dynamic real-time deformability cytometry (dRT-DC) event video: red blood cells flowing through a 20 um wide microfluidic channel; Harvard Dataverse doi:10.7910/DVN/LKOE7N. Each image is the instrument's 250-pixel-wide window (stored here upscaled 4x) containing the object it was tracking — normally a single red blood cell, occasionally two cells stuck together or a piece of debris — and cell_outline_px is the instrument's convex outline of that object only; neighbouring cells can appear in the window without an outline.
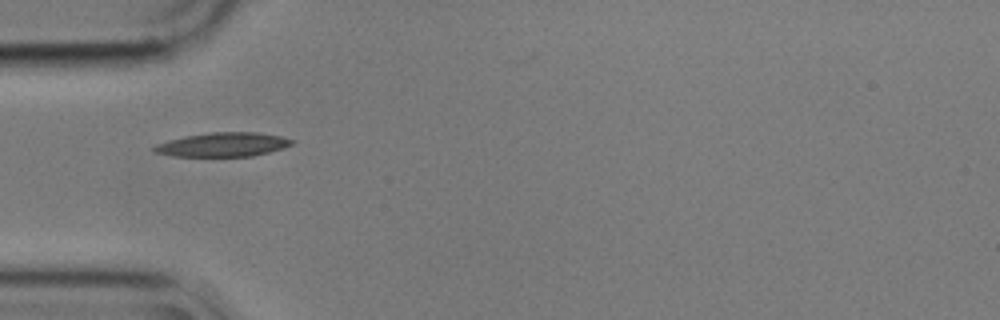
{"species": "common noctule bat (a hibernating species)", "species_latin": "Nyctalus noctula", "temperature_condition": "cold", "stored_images_in_passage": 5, "camera_frame_rate_fps": 3000, "um_per_image_px": 0.085, "animal": {"sex": "male", "body_mass_g": 17.9}, "frame": {"image": 1, "passage_image": 1, "time_ms": 0.0, "image_size_px": [1000, 320], "cell_outline_px": [[292, 144], [284, 148], [252, 156], [172, 156], [152, 152], [152, 148], [156, 144], [184, 136], [212, 132], [256, 132], [280, 136], [292, 140]], "centroid_in_image_um": [18.91, 12.29], "position_along_channel_um": 66.1, "area_um2": 19.19}}